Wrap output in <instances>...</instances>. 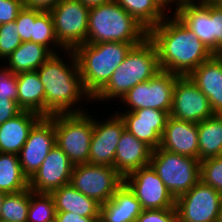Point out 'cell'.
Returning <instances> with one entry per match:
<instances>
[{
	"label": "cell",
	"mask_w": 222,
	"mask_h": 222,
	"mask_svg": "<svg viewBox=\"0 0 222 222\" xmlns=\"http://www.w3.org/2000/svg\"><path fill=\"white\" fill-rule=\"evenodd\" d=\"M173 14L213 53L211 0H182Z\"/></svg>",
	"instance_id": "obj_18"
},
{
	"label": "cell",
	"mask_w": 222,
	"mask_h": 222,
	"mask_svg": "<svg viewBox=\"0 0 222 222\" xmlns=\"http://www.w3.org/2000/svg\"><path fill=\"white\" fill-rule=\"evenodd\" d=\"M197 126L199 160L220 156L222 152V114H214L199 122Z\"/></svg>",
	"instance_id": "obj_27"
},
{
	"label": "cell",
	"mask_w": 222,
	"mask_h": 222,
	"mask_svg": "<svg viewBox=\"0 0 222 222\" xmlns=\"http://www.w3.org/2000/svg\"><path fill=\"white\" fill-rule=\"evenodd\" d=\"M197 87L207 96L214 114H222V64L213 55L189 75Z\"/></svg>",
	"instance_id": "obj_21"
},
{
	"label": "cell",
	"mask_w": 222,
	"mask_h": 222,
	"mask_svg": "<svg viewBox=\"0 0 222 222\" xmlns=\"http://www.w3.org/2000/svg\"><path fill=\"white\" fill-rule=\"evenodd\" d=\"M211 20L213 21V54L222 52V5L211 0Z\"/></svg>",
	"instance_id": "obj_37"
},
{
	"label": "cell",
	"mask_w": 222,
	"mask_h": 222,
	"mask_svg": "<svg viewBox=\"0 0 222 222\" xmlns=\"http://www.w3.org/2000/svg\"><path fill=\"white\" fill-rule=\"evenodd\" d=\"M0 92L12 93V100L18 104L17 74L4 65L0 67Z\"/></svg>",
	"instance_id": "obj_38"
},
{
	"label": "cell",
	"mask_w": 222,
	"mask_h": 222,
	"mask_svg": "<svg viewBox=\"0 0 222 222\" xmlns=\"http://www.w3.org/2000/svg\"><path fill=\"white\" fill-rule=\"evenodd\" d=\"M42 118L38 113L22 110L0 125V153L18 155L33 126Z\"/></svg>",
	"instance_id": "obj_22"
},
{
	"label": "cell",
	"mask_w": 222,
	"mask_h": 222,
	"mask_svg": "<svg viewBox=\"0 0 222 222\" xmlns=\"http://www.w3.org/2000/svg\"><path fill=\"white\" fill-rule=\"evenodd\" d=\"M173 16V17H172ZM160 70L188 76L214 54L174 14L148 31Z\"/></svg>",
	"instance_id": "obj_1"
},
{
	"label": "cell",
	"mask_w": 222,
	"mask_h": 222,
	"mask_svg": "<svg viewBox=\"0 0 222 222\" xmlns=\"http://www.w3.org/2000/svg\"><path fill=\"white\" fill-rule=\"evenodd\" d=\"M150 165L175 199L200 180L199 159L172 153L160 147L152 151Z\"/></svg>",
	"instance_id": "obj_7"
},
{
	"label": "cell",
	"mask_w": 222,
	"mask_h": 222,
	"mask_svg": "<svg viewBox=\"0 0 222 222\" xmlns=\"http://www.w3.org/2000/svg\"><path fill=\"white\" fill-rule=\"evenodd\" d=\"M33 42L44 45L53 54H57L59 50L65 51L56 38L53 18L49 11H43L35 19L33 24Z\"/></svg>",
	"instance_id": "obj_31"
},
{
	"label": "cell",
	"mask_w": 222,
	"mask_h": 222,
	"mask_svg": "<svg viewBox=\"0 0 222 222\" xmlns=\"http://www.w3.org/2000/svg\"><path fill=\"white\" fill-rule=\"evenodd\" d=\"M160 71L158 53L154 43L147 37L133 46L124 61L116 68L108 83L92 98V101L117 103L131 88L148 81Z\"/></svg>",
	"instance_id": "obj_3"
},
{
	"label": "cell",
	"mask_w": 222,
	"mask_h": 222,
	"mask_svg": "<svg viewBox=\"0 0 222 222\" xmlns=\"http://www.w3.org/2000/svg\"><path fill=\"white\" fill-rule=\"evenodd\" d=\"M179 76L169 71L160 70L148 81L137 84L119 100L126 106L123 112L149 108L163 110L170 115L173 91Z\"/></svg>",
	"instance_id": "obj_8"
},
{
	"label": "cell",
	"mask_w": 222,
	"mask_h": 222,
	"mask_svg": "<svg viewBox=\"0 0 222 222\" xmlns=\"http://www.w3.org/2000/svg\"><path fill=\"white\" fill-rule=\"evenodd\" d=\"M61 0H23L25 7L49 11Z\"/></svg>",
	"instance_id": "obj_42"
},
{
	"label": "cell",
	"mask_w": 222,
	"mask_h": 222,
	"mask_svg": "<svg viewBox=\"0 0 222 222\" xmlns=\"http://www.w3.org/2000/svg\"><path fill=\"white\" fill-rule=\"evenodd\" d=\"M87 113L55 114L49 117L54 122L56 145L74 166L89 162L95 115Z\"/></svg>",
	"instance_id": "obj_6"
},
{
	"label": "cell",
	"mask_w": 222,
	"mask_h": 222,
	"mask_svg": "<svg viewBox=\"0 0 222 222\" xmlns=\"http://www.w3.org/2000/svg\"><path fill=\"white\" fill-rule=\"evenodd\" d=\"M23 7V0H0V24L15 21Z\"/></svg>",
	"instance_id": "obj_40"
},
{
	"label": "cell",
	"mask_w": 222,
	"mask_h": 222,
	"mask_svg": "<svg viewBox=\"0 0 222 222\" xmlns=\"http://www.w3.org/2000/svg\"><path fill=\"white\" fill-rule=\"evenodd\" d=\"M214 1L215 3L219 4V5H222V0H212Z\"/></svg>",
	"instance_id": "obj_48"
},
{
	"label": "cell",
	"mask_w": 222,
	"mask_h": 222,
	"mask_svg": "<svg viewBox=\"0 0 222 222\" xmlns=\"http://www.w3.org/2000/svg\"><path fill=\"white\" fill-rule=\"evenodd\" d=\"M200 180L222 194V157L200 161Z\"/></svg>",
	"instance_id": "obj_33"
},
{
	"label": "cell",
	"mask_w": 222,
	"mask_h": 222,
	"mask_svg": "<svg viewBox=\"0 0 222 222\" xmlns=\"http://www.w3.org/2000/svg\"><path fill=\"white\" fill-rule=\"evenodd\" d=\"M153 149L126 129L121 134L115 153L114 168L125 178L128 174L150 164Z\"/></svg>",
	"instance_id": "obj_20"
},
{
	"label": "cell",
	"mask_w": 222,
	"mask_h": 222,
	"mask_svg": "<svg viewBox=\"0 0 222 222\" xmlns=\"http://www.w3.org/2000/svg\"><path fill=\"white\" fill-rule=\"evenodd\" d=\"M73 167L68 156L55 145L29 179V188L35 193L50 194L70 183Z\"/></svg>",
	"instance_id": "obj_16"
},
{
	"label": "cell",
	"mask_w": 222,
	"mask_h": 222,
	"mask_svg": "<svg viewBox=\"0 0 222 222\" xmlns=\"http://www.w3.org/2000/svg\"><path fill=\"white\" fill-rule=\"evenodd\" d=\"M218 222H222V202H221V207H220V211H219V219Z\"/></svg>",
	"instance_id": "obj_46"
},
{
	"label": "cell",
	"mask_w": 222,
	"mask_h": 222,
	"mask_svg": "<svg viewBox=\"0 0 222 222\" xmlns=\"http://www.w3.org/2000/svg\"><path fill=\"white\" fill-rule=\"evenodd\" d=\"M56 145L54 122L42 117L30 130L18 157L23 173L30 179Z\"/></svg>",
	"instance_id": "obj_14"
},
{
	"label": "cell",
	"mask_w": 222,
	"mask_h": 222,
	"mask_svg": "<svg viewBox=\"0 0 222 222\" xmlns=\"http://www.w3.org/2000/svg\"><path fill=\"white\" fill-rule=\"evenodd\" d=\"M113 113L104 121H100L98 116L94 119L88 164L114 167L116 149L125 124L116 112Z\"/></svg>",
	"instance_id": "obj_15"
},
{
	"label": "cell",
	"mask_w": 222,
	"mask_h": 222,
	"mask_svg": "<svg viewBox=\"0 0 222 222\" xmlns=\"http://www.w3.org/2000/svg\"><path fill=\"white\" fill-rule=\"evenodd\" d=\"M21 43L22 40L15 21L0 24V60H6Z\"/></svg>",
	"instance_id": "obj_34"
},
{
	"label": "cell",
	"mask_w": 222,
	"mask_h": 222,
	"mask_svg": "<svg viewBox=\"0 0 222 222\" xmlns=\"http://www.w3.org/2000/svg\"><path fill=\"white\" fill-rule=\"evenodd\" d=\"M29 188V179L23 173L16 154L0 153V191L17 193Z\"/></svg>",
	"instance_id": "obj_29"
},
{
	"label": "cell",
	"mask_w": 222,
	"mask_h": 222,
	"mask_svg": "<svg viewBox=\"0 0 222 222\" xmlns=\"http://www.w3.org/2000/svg\"><path fill=\"white\" fill-rule=\"evenodd\" d=\"M198 126L169 116L161 137L160 148L199 159Z\"/></svg>",
	"instance_id": "obj_19"
},
{
	"label": "cell",
	"mask_w": 222,
	"mask_h": 222,
	"mask_svg": "<svg viewBox=\"0 0 222 222\" xmlns=\"http://www.w3.org/2000/svg\"><path fill=\"white\" fill-rule=\"evenodd\" d=\"M222 194L199 180L178 196L175 209L179 222H218Z\"/></svg>",
	"instance_id": "obj_11"
},
{
	"label": "cell",
	"mask_w": 222,
	"mask_h": 222,
	"mask_svg": "<svg viewBox=\"0 0 222 222\" xmlns=\"http://www.w3.org/2000/svg\"><path fill=\"white\" fill-rule=\"evenodd\" d=\"M79 1L82 2L86 7L92 8L108 3L111 0H79Z\"/></svg>",
	"instance_id": "obj_44"
},
{
	"label": "cell",
	"mask_w": 222,
	"mask_h": 222,
	"mask_svg": "<svg viewBox=\"0 0 222 222\" xmlns=\"http://www.w3.org/2000/svg\"><path fill=\"white\" fill-rule=\"evenodd\" d=\"M123 183L124 178L114 167L93 164L75 165L70 181L74 188L100 205L109 201Z\"/></svg>",
	"instance_id": "obj_10"
},
{
	"label": "cell",
	"mask_w": 222,
	"mask_h": 222,
	"mask_svg": "<svg viewBox=\"0 0 222 222\" xmlns=\"http://www.w3.org/2000/svg\"><path fill=\"white\" fill-rule=\"evenodd\" d=\"M42 12V10L25 6L20 10L15 23L22 42H33V24Z\"/></svg>",
	"instance_id": "obj_35"
},
{
	"label": "cell",
	"mask_w": 222,
	"mask_h": 222,
	"mask_svg": "<svg viewBox=\"0 0 222 222\" xmlns=\"http://www.w3.org/2000/svg\"><path fill=\"white\" fill-rule=\"evenodd\" d=\"M136 222H179L175 208L143 210Z\"/></svg>",
	"instance_id": "obj_36"
},
{
	"label": "cell",
	"mask_w": 222,
	"mask_h": 222,
	"mask_svg": "<svg viewBox=\"0 0 222 222\" xmlns=\"http://www.w3.org/2000/svg\"><path fill=\"white\" fill-rule=\"evenodd\" d=\"M58 222H99V217H84L71 212H56Z\"/></svg>",
	"instance_id": "obj_41"
},
{
	"label": "cell",
	"mask_w": 222,
	"mask_h": 222,
	"mask_svg": "<svg viewBox=\"0 0 222 222\" xmlns=\"http://www.w3.org/2000/svg\"><path fill=\"white\" fill-rule=\"evenodd\" d=\"M52 55L53 53L42 44L22 42L5 60V66L15 74L36 71Z\"/></svg>",
	"instance_id": "obj_25"
},
{
	"label": "cell",
	"mask_w": 222,
	"mask_h": 222,
	"mask_svg": "<svg viewBox=\"0 0 222 222\" xmlns=\"http://www.w3.org/2000/svg\"><path fill=\"white\" fill-rule=\"evenodd\" d=\"M62 53L64 56L60 53L53 54L36 70L44 86L45 117L85 112L87 110L84 104L81 105L82 101H92V97L84 89L73 50H65ZM65 56L69 59V64L65 62Z\"/></svg>",
	"instance_id": "obj_2"
},
{
	"label": "cell",
	"mask_w": 222,
	"mask_h": 222,
	"mask_svg": "<svg viewBox=\"0 0 222 222\" xmlns=\"http://www.w3.org/2000/svg\"><path fill=\"white\" fill-rule=\"evenodd\" d=\"M124 183L135 194L143 210L175 208V198L149 164L133 171Z\"/></svg>",
	"instance_id": "obj_12"
},
{
	"label": "cell",
	"mask_w": 222,
	"mask_h": 222,
	"mask_svg": "<svg viewBox=\"0 0 222 222\" xmlns=\"http://www.w3.org/2000/svg\"><path fill=\"white\" fill-rule=\"evenodd\" d=\"M56 212H71L84 217H99L100 204L85 196L70 183L50 193Z\"/></svg>",
	"instance_id": "obj_24"
},
{
	"label": "cell",
	"mask_w": 222,
	"mask_h": 222,
	"mask_svg": "<svg viewBox=\"0 0 222 222\" xmlns=\"http://www.w3.org/2000/svg\"><path fill=\"white\" fill-rule=\"evenodd\" d=\"M214 55L221 61V64H222V52H218Z\"/></svg>",
	"instance_id": "obj_47"
},
{
	"label": "cell",
	"mask_w": 222,
	"mask_h": 222,
	"mask_svg": "<svg viewBox=\"0 0 222 222\" xmlns=\"http://www.w3.org/2000/svg\"><path fill=\"white\" fill-rule=\"evenodd\" d=\"M22 109L12 100V93L0 92V125L18 115Z\"/></svg>",
	"instance_id": "obj_39"
},
{
	"label": "cell",
	"mask_w": 222,
	"mask_h": 222,
	"mask_svg": "<svg viewBox=\"0 0 222 222\" xmlns=\"http://www.w3.org/2000/svg\"><path fill=\"white\" fill-rule=\"evenodd\" d=\"M133 45L126 42L84 43L73 50L85 91L93 98L110 80Z\"/></svg>",
	"instance_id": "obj_4"
},
{
	"label": "cell",
	"mask_w": 222,
	"mask_h": 222,
	"mask_svg": "<svg viewBox=\"0 0 222 222\" xmlns=\"http://www.w3.org/2000/svg\"><path fill=\"white\" fill-rule=\"evenodd\" d=\"M142 211L135 194L123 183L109 201L100 205L99 222H136Z\"/></svg>",
	"instance_id": "obj_23"
},
{
	"label": "cell",
	"mask_w": 222,
	"mask_h": 222,
	"mask_svg": "<svg viewBox=\"0 0 222 222\" xmlns=\"http://www.w3.org/2000/svg\"><path fill=\"white\" fill-rule=\"evenodd\" d=\"M47 222H58V220H57V218L55 217V218H53V219H51V220H48Z\"/></svg>",
	"instance_id": "obj_49"
},
{
	"label": "cell",
	"mask_w": 222,
	"mask_h": 222,
	"mask_svg": "<svg viewBox=\"0 0 222 222\" xmlns=\"http://www.w3.org/2000/svg\"><path fill=\"white\" fill-rule=\"evenodd\" d=\"M18 106L45 117V92L37 71L17 74Z\"/></svg>",
	"instance_id": "obj_26"
},
{
	"label": "cell",
	"mask_w": 222,
	"mask_h": 222,
	"mask_svg": "<svg viewBox=\"0 0 222 222\" xmlns=\"http://www.w3.org/2000/svg\"><path fill=\"white\" fill-rule=\"evenodd\" d=\"M148 30L114 0L89 11L87 43L126 42L136 46Z\"/></svg>",
	"instance_id": "obj_5"
},
{
	"label": "cell",
	"mask_w": 222,
	"mask_h": 222,
	"mask_svg": "<svg viewBox=\"0 0 222 222\" xmlns=\"http://www.w3.org/2000/svg\"><path fill=\"white\" fill-rule=\"evenodd\" d=\"M159 3H161L168 11H169V15L170 13H172V10H175L178 5L182 2V0H157ZM175 7H173L174 5ZM170 5V6H169ZM172 5V6H171ZM172 7L174 9H172ZM171 8V9H170ZM171 10V11H170Z\"/></svg>",
	"instance_id": "obj_43"
},
{
	"label": "cell",
	"mask_w": 222,
	"mask_h": 222,
	"mask_svg": "<svg viewBox=\"0 0 222 222\" xmlns=\"http://www.w3.org/2000/svg\"><path fill=\"white\" fill-rule=\"evenodd\" d=\"M56 217L53 197L47 193H35L31 190L27 222H47Z\"/></svg>",
	"instance_id": "obj_32"
},
{
	"label": "cell",
	"mask_w": 222,
	"mask_h": 222,
	"mask_svg": "<svg viewBox=\"0 0 222 222\" xmlns=\"http://www.w3.org/2000/svg\"><path fill=\"white\" fill-rule=\"evenodd\" d=\"M5 195H6L5 192L0 191V222H1V208Z\"/></svg>",
	"instance_id": "obj_45"
},
{
	"label": "cell",
	"mask_w": 222,
	"mask_h": 222,
	"mask_svg": "<svg viewBox=\"0 0 222 222\" xmlns=\"http://www.w3.org/2000/svg\"><path fill=\"white\" fill-rule=\"evenodd\" d=\"M213 115L207 96L189 76H179L173 91L170 116L177 120L198 124Z\"/></svg>",
	"instance_id": "obj_13"
},
{
	"label": "cell",
	"mask_w": 222,
	"mask_h": 222,
	"mask_svg": "<svg viewBox=\"0 0 222 222\" xmlns=\"http://www.w3.org/2000/svg\"><path fill=\"white\" fill-rule=\"evenodd\" d=\"M125 124V129L138 140L145 142L153 150L161 143V137L168 117L166 111L158 109H137L132 112L116 110Z\"/></svg>",
	"instance_id": "obj_17"
},
{
	"label": "cell",
	"mask_w": 222,
	"mask_h": 222,
	"mask_svg": "<svg viewBox=\"0 0 222 222\" xmlns=\"http://www.w3.org/2000/svg\"><path fill=\"white\" fill-rule=\"evenodd\" d=\"M89 11L79 0H61L49 10L56 38L65 50L87 43Z\"/></svg>",
	"instance_id": "obj_9"
},
{
	"label": "cell",
	"mask_w": 222,
	"mask_h": 222,
	"mask_svg": "<svg viewBox=\"0 0 222 222\" xmlns=\"http://www.w3.org/2000/svg\"><path fill=\"white\" fill-rule=\"evenodd\" d=\"M148 31L168 15V10L157 0H114ZM167 13V14H166Z\"/></svg>",
	"instance_id": "obj_28"
},
{
	"label": "cell",
	"mask_w": 222,
	"mask_h": 222,
	"mask_svg": "<svg viewBox=\"0 0 222 222\" xmlns=\"http://www.w3.org/2000/svg\"><path fill=\"white\" fill-rule=\"evenodd\" d=\"M31 189L6 194L1 208V222H27Z\"/></svg>",
	"instance_id": "obj_30"
}]
</instances>
